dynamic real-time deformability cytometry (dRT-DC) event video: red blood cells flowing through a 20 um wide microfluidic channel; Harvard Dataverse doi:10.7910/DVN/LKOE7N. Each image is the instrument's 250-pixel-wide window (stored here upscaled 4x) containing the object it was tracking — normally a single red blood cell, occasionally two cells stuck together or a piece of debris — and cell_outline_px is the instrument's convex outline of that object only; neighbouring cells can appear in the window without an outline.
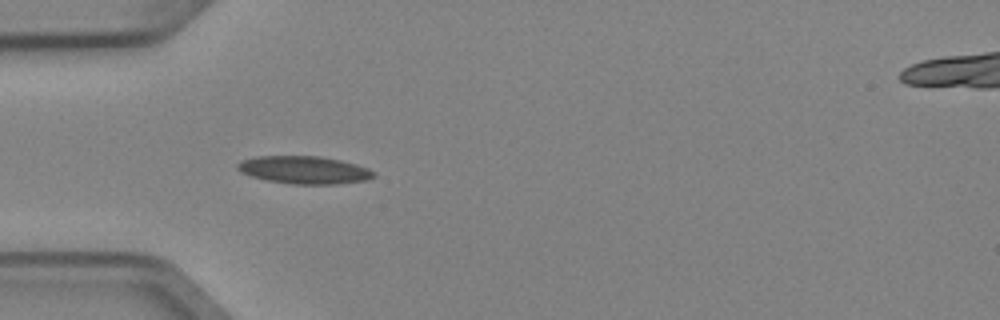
{"species": "Egyptian fruit bat (a non-hibernating species)", "species_latin": "Rousettus aegyptiacus", "temperature_condition": "cold", "stored_images_in_passage": 4, "camera_frame_rate_fps": 3000, "um_per_image_px": 0.085, "animal": {"sex": "female"}, "frame": {"image": 1, "passage_image": 4, "time_ms": 1.0, "image_size_px": [1000, 320], "cell_outline_px": [[376, 176], [364, 180], [336, 184], [292, 184], [268, 180], [252, 176], [240, 172], [236, 168], [236, 164], [240, 160], [256, 156], [320, 156], [340, 160], [356, 164], [368, 168], [376, 172]], "centroid_in_image_um": [25.84, 14.43], "position_along_channel_um": 59.2, "area_um2": 22.02}}